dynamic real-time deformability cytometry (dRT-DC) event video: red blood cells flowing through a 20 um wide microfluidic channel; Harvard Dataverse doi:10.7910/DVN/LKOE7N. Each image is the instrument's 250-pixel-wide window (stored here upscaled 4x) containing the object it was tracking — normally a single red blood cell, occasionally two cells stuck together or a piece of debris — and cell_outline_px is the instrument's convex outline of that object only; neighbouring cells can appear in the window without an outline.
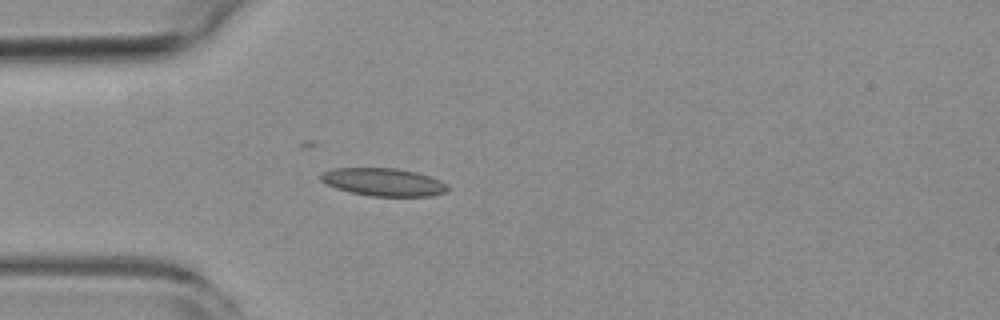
{"species": "common noctule bat (a hibernating species)", "species_latin": "Nyctalus noctula", "temperature_condition": "room temperature", "stored_images_in_passage": 1, "camera_frame_rate_fps": 3000, "um_per_image_px": 0.085, "animal": {"sex": "female", "body_mass_g": 19.3, "forearm_length_mm": 54.1}, "frame": {"image": 1, "passage_image": 1, "time_ms": 0.0, "image_size_px": [1000, 320], "cell_outline_px": [[448, 192], [432, 196], [372, 196], [352, 192], [336, 188], [320, 180], [320, 172], [332, 168], [396, 168], [416, 172], [440, 180], [448, 184]], "centroid_in_image_um": [32.61, 15.47], "position_along_channel_um": 52.4, "area_um2": 20.63}}